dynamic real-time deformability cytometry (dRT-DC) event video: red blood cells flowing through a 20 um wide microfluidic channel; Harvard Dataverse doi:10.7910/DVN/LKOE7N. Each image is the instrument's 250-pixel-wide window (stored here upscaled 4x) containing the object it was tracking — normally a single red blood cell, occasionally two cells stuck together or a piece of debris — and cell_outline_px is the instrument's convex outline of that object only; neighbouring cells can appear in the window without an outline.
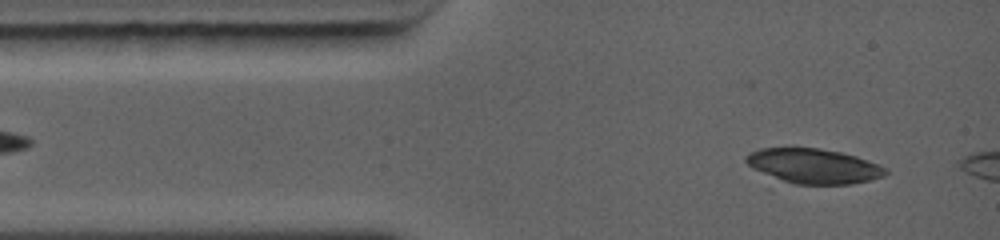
{"species": "common noctule bat (a hibernating species)", "species_latin": "Nyctalus noctula", "temperature_condition": "warm", "stored_images_in_passage": 15, "camera_frame_rate_fps": 5000, "um_per_image_px": 0.085, "animal": {"sex": "female", "body_mass_g": 19.0, "forearm_length_mm": 56.7}, "frame": {"image": 1, "passage_image": 5, "time_ms": 0.6, "image_size_px": [1000, 240], "cell_outline_px": [[876, 176], [860, 180], [840, 184], [800, 184], [788, 180], [760, 168], [752, 164], [748, 160], [748, 156], [756, 152], [768, 148], [812, 148], [836, 152], [852, 156], [872, 164], [876, 168]], "centroid_in_image_um": [69.07, 14.08], "position_along_channel_um": 15.9, "area_um2": 24.62}}